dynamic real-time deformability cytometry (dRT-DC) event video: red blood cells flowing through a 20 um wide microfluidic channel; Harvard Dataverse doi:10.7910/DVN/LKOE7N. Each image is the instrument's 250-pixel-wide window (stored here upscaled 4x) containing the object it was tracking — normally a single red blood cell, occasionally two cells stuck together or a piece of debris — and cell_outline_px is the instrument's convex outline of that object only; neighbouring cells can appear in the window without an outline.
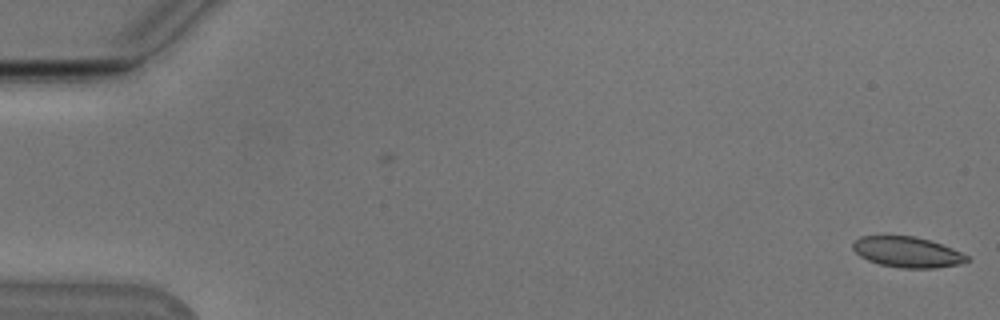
{"species": "Egyptian fruit bat (a non-hibernating species)", "species_latin": "Rousettus aegyptiacus", "temperature_condition": "cold", "stored_images_in_passage": 4, "camera_frame_rate_fps": 3000, "um_per_image_px": 0.085, "animal": {"sex": "male"}, "frame": {"image": 1, "passage_image": 4, "time_ms": 1.0, "image_size_px": [1000, 320], "cell_outline_px": [[972, 260], [960, 264], [936, 268], [900, 268], [880, 264], [868, 260], [860, 256], [852, 248], [852, 244], [860, 236], [912, 236], [928, 240], [952, 248], [968, 256]], "centroid_in_image_um": [77.13, 21.44], "position_along_channel_um": 7.9, "area_um2": 20.23}}